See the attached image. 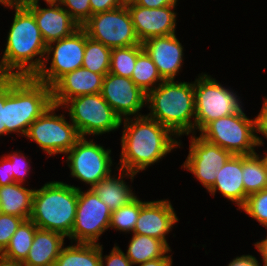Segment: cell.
<instances>
[{"label": "cell", "mask_w": 267, "mask_h": 266, "mask_svg": "<svg viewBox=\"0 0 267 266\" xmlns=\"http://www.w3.org/2000/svg\"><path fill=\"white\" fill-rule=\"evenodd\" d=\"M14 182V174H11V161L6 156H3L0 159V187Z\"/></svg>", "instance_id": "obj_39"}, {"label": "cell", "mask_w": 267, "mask_h": 266, "mask_svg": "<svg viewBox=\"0 0 267 266\" xmlns=\"http://www.w3.org/2000/svg\"><path fill=\"white\" fill-rule=\"evenodd\" d=\"M21 183H12L0 187L1 213L30 218L35 189H28Z\"/></svg>", "instance_id": "obj_24"}, {"label": "cell", "mask_w": 267, "mask_h": 266, "mask_svg": "<svg viewBox=\"0 0 267 266\" xmlns=\"http://www.w3.org/2000/svg\"><path fill=\"white\" fill-rule=\"evenodd\" d=\"M0 266H24L22 262L8 259L0 254Z\"/></svg>", "instance_id": "obj_47"}, {"label": "cell", "mask_w": 267, "mask_h": 266, "mask_svg": "<svg viewBox=\"0 0 267 266\" xmlns=\"http://www.w3.org/2000/svg\"><path fill=\"white\" fill-rule=\"evenodd\" d=\"M122 121L124 129L118 168L127 172L137 174L181 145L180 141L172 138L176 135L169 128L146 115L139 114L133 120L128 117Z\"/></svg>", "instance_id": "obj_1"}, {"label": "cell", "mask_w": 267, "mask_h": 266, "mask_svg": "<svg viewBox=\"0 0 267 266\" xmlns=\"http://www.w3.org/2000/svg\"><path fill=\"white\" fill-rule=\"evenodd\" d=\"M37 229L38 227L30 219L24 220L1 255L23 263L28 256Z\"/></svg>", "instance_id": "obj_28"}, {"label": "cell", "mask_w": 267, "mask_h": 266, "mask_svg": "<svg viewBox=\"0 0 267 266\" xmlns=\"http://www.w3.org/2000/svg\"><path fill=\"white\" fill-rule=\"evenodd\" d=\"M65 236L59 232L37 229L24 266H54Z\"/></svg>", "instance_id": "obj_22"}, {"label": "cell", "mask_w": 267, "mask_h": 266, "mask_svg": "<svg viewBox=\"0 0 267 266\" xmlns=\"http://www.w3.org/2000/svg\"><path fill=\"white\" fill-rule=\"evenodd\" d=\"M264 158H265V160H266V162H267V153L265 154Z\"/></svg>", "instance_id": "obj_50"}, {"label": "cell", "mask_w": 267, "mask_h": 266, "mask_svg": "<svg viewBox=\"0 0 267 266\" xmlns=\"http://www.w3.org/2000/svg\"><path fill=\"white\" fill-rule=\"evenodd\" d=\"M21 155L22 153L20 152H14L13 154H8L5 156L11 161V174H14V181L16 183L23 184V181H25V176L30 170V165L25 156Z\"/></svg>", "instance_id": "obj_36"}, {"label": "cell", "mask_w": 267, "mask_h": 266, "mask_svg": "<svg viewBox=\"0 0 267 266\" xmlns=\"http://www.w3.org/2000/svg\"><path fill=\"white\" fill-rule=\"evenodd\" d=\"M122 0H90L91 15L123 6Z\"/></svg>", "instance_id": "obj_38"}, {"label": "cell", "mask_w": 267, "mask_h": 266, "mask_svg": "<svg viewBox=\"0 0 267 266\" xmlns=\"http://www.w3.org/2000/svg\"><path fill=\"white\" fill-rule=\"evenodd\" d=\"M80 25V27L91 17L90 0H63L60 4Z\"/></svg>", "instance_id": "obj_35"}, {"label": "cell", "mask_w": 267, "mask_h": 266, "mask_svg": "<svg viewBox=\"0 0 267 266\" xmlns=\"http://www.w3.org/2000/svg\"><path fill=\"white\" fill-rule=\"evenodd\" d=\"M143 50L142 44L112 49L109 73L131 78L137 56Z\"/></svg>", "instance_id": "obj_31"}, {"label": "cell", "mask_w": 267, "mask_h": 266, "mask_svg": "<svg viewBox=\"0 0 267 266\" xmlns=\"http://www.w3.org/2000/svg\"><path fill=\"white\" fill-rule=\"evenodd\" d=\"M102 250L103 247L101 245V266H132L131 261L118 246L115 245L110 255H106L105 257L102 255ZM104 260L106 265L104 264Z\"/></svg>", "instance_id": "obj_37"}, {"label": "cell", "mask_w": 267, "mask_h": 266, "mask_svg": "<svg viewBox=\"0 0 267 266\" xmlns=\"http://www.w3.org/2000/svg\"><path fill=\"white\" fill-rule=\"evenodd\" d=\"M81 27L89 38L101 42L110 49L142 44L136 35L126 5L93 14Z\"/></svg>", "instance_id": "obj_10"}, {"label": "cell", "mask_w": 267, "mask_h": 266, "mask_svg": "<svg viewBox=\"0 0 267 266\" xmlns=\"http://www.w3.org/2000/svg\"><path fill=\"white\" fill-rule=\"evenodd\" d=\"M145 105L150 109L146 116L166 126L176 136L195 134V121L191 120L195 119L193 82L163 81L146 94Z\"/></svg>", "instance_id": "obj_4"}, {"label": "cell", "mask_w": 267, "mask_h": 266, "mask_svg": "<svg viewBox=\"0 0 267 266\" xmlns=\"http://www.w3.org/2000/svg\"><path fill=\"white\" fill-rule=\"evenodd\" d=\"M232 154L204 140L202 137H191L189 154L182 165L193 173L207 191L214 185L216 174Z\"/></svg>", "instance_id": "obj_14"}, {"label": "cell", "mask_w": 267, "mask_h": 266, "mask_svg": "<svg viewBox=\"0 0 267 266\" xmlns=\"http://www.w3.org/2000/svg\"><path fill=\"white\" fill-rule=\"evenodd\" d=\"M87 38L86 31L80 27L70 36L49 43L44 64L34 78L52 87L62 76L82 67ZM49 55L53 57L48 68L45 62H49Z\"/></svg>", "instance_id": "obj_9"}, {"label": "cell", "mask_w": 267, "mask_h": 266, "mask_svg": "<svg viewBox=\"0 0 267 266\" xmlns=\"http://www.w3.org/2000/svg\"><path fill=\"white\" fill-rule=\"evenodd\" d=\"M146 203L139 198H135L129 204L112 211L109 228L119 230L120 232H134L136 221L138 219L141 207Z\"/></svg>", "instance_id": "obj_32"}, {"label": "cell", "mask_w": 267, "mask_h": 266, "mask_svg": "<svg viewBox=\"0 0 267 266\" xmlns=\"http://www.w3.org/2000/svg\"><path fill=\"white\" fill-rule=\"evenodd\" d=\"M171 249L164 241L154 237L134 234L130 240L126 257L132 265L164 257Z\"/></svg>", "instance_id": "obj_25"}, {"label": "cell", "mask_w": 267, "mask_h": 266, "mask_svg": "<svg viewBox=\"0 0 267 266\" xmlns=\"http://www.w3.org/2000/svg\"><path fill=\"white\" fill-rule=\"evenodd\" d=\"M51 87L34 77L5 76L6 135H26L29 126L51 105Z\"/></svg>", "instance_id": "obj_3"}, {"label": "cell", "mask_w": 267, "mask_h": 266, "mask_svg": "<svg viewBox=\"0 0 267 266\" xmlns=\"http://www.w3.org/2000/svg\"><path fill=\"white\" fill-rule=\"evenodd\" d=\"M100 94L121 118L130 115L137 117L146 104V93L128 77L107 73L103 78ZM137 114V115H136Z\"/></svg>", "instance_id": "obj_15"}, {"label": "cell", "mask_w": 267, "mask_h": 266, "mask_svg": "<svg viewBox=\"0 0 267 266\" xmlns=\"http://www.w3.org/2000/svg\"><path fill=\"white\" fill-rule=\"evenodd\" d=\"M131 80L146 94L164 81L145 50L137 56Z\"/></svg>", "instance_id": "obj_29"}, {"label": "cell", "mask_w": 267, "mask_h": 266, "mask_svg": "<svg viewBox=\"0 0 267 266\" xmlns=\"http://www.w3.org/2000/svg\"><path fill=\"white\" fill-rule=\"evenodd\" d=\"M78 203V188L51 181L34 190L30 220L39 228L68 237L73 229Z\"/></svg>", "instance_id": "obj_5"}, {"label": "cell", "mask_w": 267, "mask_h": 266, "mask_svg": "<svg viewBox=\"0 0 267 266\" xmlns=\"http://www.w3.org/2000/svg\"><path fill=\"white\" fill-rule=\"evenodd\" d=\"M240 209L267 228V189L249 195Z\"/></svg>", "instance_id": "obj_33"}, {"label": "cell", "mask_w": 267, "mask_h": 266, "mask_svg": "<svg viewBox=\"0 0 267 266\" xmlns=\"http://www.w3.org/2000/svg\"><path fill=\"white\" fill-rule=\"evenodd\" d=\"M177 0H136L134 3L146 8H162L165 6L176 5Z\"/></svg>", "instance_id": "obj_42"}, {"label": "cell", "mask_w": 267, "mask_h": 266, "mask_svg": "<svg viewBox=\"0 0 267 266\" xmlns=\"http://www.w3.org/2000/svg\"><path fill=\"white\" fill-rule=\"evenodd\" d=\"M257 153L242 155V176L245 188V203L247 197L267 189V162Z\"/></svg>", "instance_id": "obj_27"}, {"label": "cell", "mask_w": 267, "mask_h": 266, "mask_svg": "<svg viewBox=\"0 0 267 266\" xmlns=\"http://www.w3.org/2000/svg\"><path fill=\"white\" fill-rule=\"evenodd\" d=\"M198 77L194 81L195 130L201 131L211 121L242 110L236 93L207 74Z\"/></svg>", "instance_id": "obj_8"}, {"label": "cell", "mask_w": 267, "mask_h": 266, "mask_svg": "<svg viewBox=\"0 0 267 266\" xmlns=\"http://www.w3.org/2000/svg\"><path fill=\"white\" fill-rule=\"evenodd\" d=\"M78 188V203L71 234L76 243L97 244L98 238L109 228L112 211L101 201L93 189L87 192Z\"/></svg>", "instance_id": "obj_12"}, {"label": "cell", "mask_w": 267, "mask_h": 266, "mask_svg": "<svg viewBox=\"0 0 267 266\" xmlns=\"http://www.w3.org/2000/svg\"><path fill=\"white\" fill-rule=\"evenodd\" d=\"M24 7L34 15L47 45L70 36L80 28V25L60 4H48V8H41L39 4Z\"/></svg>", "instance_id": "obj_19"}, {"label": "cell", "mask_w": 267, "mask_h": 266, "mask_svg": "<svg viewBox=\"0 0 267 266\" xmlns=\"http://www.w3.org/2000/svg\"><path fill=\"white\" fill-rule=\"evenodd\" d=\"M262 109L256 119V133H261L267 138V98H264Z\"/></svg>", "instance_id": "obj_41"}, {"label": "cell", "mask_w": 267, "mask_h": 266, "mask_svg": "<svg viewBox=\"0 0 267 266\" xmlns=\"http://www.w3.org/2000/svg\"><path fill=\"white\" fill-rule=\"evenodd\" d=\"M104 76L80 67L62 76L52 87L54 105L63 107L71 98L101 92Z\"/></svg>", "instance_id": "obj_20"}, {"label": "cell", "mask_w": 267, "mask_h": 266, "mask_svg": "<svg viewBox=\"0 0 267 266\" xmlns=\"http://www.w3.org/2000/svg\"><path fill=\"white\" fill-rule=\"evenodd\" d=\"M46 4H61L63 0H44ZM16 3H18L21 6H34L38 5L39 0H16Z\"/></svg>", "instance_id": "obj_45"}, {"label": "cell", "mask_w": 267, "mask_h": 266, "mask_svg": "<svg viewBox=\"0 0 267 266\" xmlns=\"http://www.w3.org/2000/svg\"><path fill=\"white\" fill-rule=\"evenodd\" d=\"M5 134V76H0V136Z\"/></svg>", "instance_id": "obj_40"}, {"label": "cell", "mask_w": 267, "mask_h": 266, "mask_svg": "<svg viewBox=\"0 0 267 266\" xmlns=\"http://www.w3.org/2000/svg\"><path fill=\"white\" fill-rule=\"evenodd\" d=\"M143 49L151 57L164 81L174 80L183 61V46L175 34L145 40Z\"/></svg>", "instance_id": "obj_17"}, {"label": "cell", "mask_w": 267, "mask_h": 266, "mask_svg": "<svg viewBox=\"0 0 267 266\" xmlns=\"http://www.w3.org/2000/svg\"><path fill=\"white\" fill-rule=\"evenodd\" d=\"M254 246L261 253V256L263 257L262 260H263L264 264L267 265V237L260 242L254 243Z\"/></svg>", "instance_id": "obj_46"}, {"label": "cell", "mask_w": 267, "mask_h": 266, "mask_svg": "<svg viewBox=\"0 0 267 266\" xmlns=\"http://www.w3.org/2000/svg\"><path fill=\"white\" fill-rule=\"evenodd\" d=\"M242 179V155H232L216 174L215 183L208 192L214 196L218 190L226 199L235 202L240 209L245 204Z\"/></svg>", "instance_id": "obj_21"}, {"label": "cell", "mask_w": 267, "mask_h": 266, "mask_svg": "<svg viewBox=\"0 0 267 266\" xmlns=\"http://www.w3.org/2000/svg\"><path fill=\"white\" fill-rule=\"evenodd\" d=\"M111 150L96 144L93 140L87 141L81 137L66 153L68 167L72 177L90 185L92 189L99 181L111 174Z\"/></svg>", "instance_id": "obj_13"}, {"label": "cell", "mask_w": 267, "mask_h": 266, "mask_svg": "<svg viewBox=\"0 0 267 266\" xmlns=\"http://www.w3.org/2000/svg\"><path fill=\"white\" fill-rule=\"evenodd\" d=\"M228 266H261L257 259L252 255H242L234 258Z\"/></svg>", "instance_id": "obj_43"}, {"label": "cell", "mask_w": 267, "mask_h": 266, "mask_svg": "<svg viewBox=\"0 0 267 266\" xmlns=\"http://www.w3.org/2000/svg\"><path fill=\"white\" fill-rule=\"evenodd\" d=\"M59 106L52 104L28 128L26 137L35 141L49 156L66 154L81 138L76 126L65 120L63 114L56 115Z\"/></svg>", "instance_id": "obj_11"}, {"label": "cell", "mask_w": 267, "mask_h": 266, "mask_svg": "<svg viewBox=\"0 0 267 266\" xmlns=\"http://www.w3.org/2000/svg\"><path fill=\"white\" fill-rule=\"evenodd\" d=\"M16 3V0H0V4L9 7Z\"/></svg>", "instance_id": "obj_48"}, {"label": "cell", "mask_w": 267, "mask_h": 266, "mask_svg": "<svg viewBox=\"0 0 267 266\" xmlns=\"http://www.w3.org/2000/svg\"><path fill=\"white\" fill-rule=\"evenodd\" d=\"M8 8L14 9L15 14L0 61V76L34 77L44 64L47 44L26 7L15 3Z\"/></svg>", "instance_id": "obj_2"}, {"label": "cell", "mask_w": 267, "mask_h": 266, "mask_svg": "<svg viewBox=\"0 0 267 266\" xmlns=\"http://www.w3.org/2000/svg\"><path fill=\"white\" fill-rule=\"evenodd\" d=\"M54 266H101V245L76 243L63 247Z\"/></svg>", "instance_id": "obj_26"}, {"label": "cell", "mask_w": 267, "mask_h": 266, "mask_svg": "<svg viewBox=\"0 0 267 266\" xmlns=\"http://www.w3.org/2000/svg\"><path fill=\"white\" fill-rule=\"evenodd\" d=\"M112 49L91 38L86 39L82 67L105 76L109 73Z\"/></svg>", "instance_id": "obj_30"}, {"label": "cell", "mask_w": 267, "mask_h": 266, "mask_svg": "<svg viewBox=\"0 0 267 266\" xmlns=\"http://www.w3.org/2000/svg\"><path fill=\"white\" fill-rule=\"evenodd\" d=\"M139 266H172V258L171 255H165L164 257L142 263Z\"/></svg>", "instance_id": "obj_44"}, {"label": "cell", "mask_w": 267, "mask_h": 266, "mask_svg": "<svg viewBox=\"0 0 267 266\" xmlns=\"http://www.w3.org/2000/svg\"><path fill=\"white\" fill-rule=\"evenodd\" d=\"M63 106L65 109L67 106L70 120L76 126L81 137L99 136L115 131L122 125L121 118L100 93L71 98Z\"/></svg>", "instance_id": "obj_7"}, {"label": "cell", "mask_w": 267, "mask_h": 266, "mask_svg": "<svg viewBox=\"0 0 267 266\" xmlns=\"http://www.w3.org/2000/svg\"><path fill=\"white\" fill-rule=\"evenodd\" d=\"M118 169L121 174H119L118 178L113 177L110 174L92 188L101 201L104 202L111 211L117 210L120 207L129 204L137 197L123 180L125 176H130L133 180L136 174L127 172L121 168Z\"/></svg>", "instance_id": "obj_23"}, {"label": "cell", "mask_w": 267, "mask_h": 266, "mask_svg": "<svg viewBox=\"0 0 267 266\" xmlns=\"http://www.w3.org/2000/svg\"><path fill=\"white\" fill-rule=\"evenodd\" d=\"M136 35L141 43L152 37L175 34L176 5L162 8H146L137 4H126Z\"/></svg>", "instance_id": "obj_16"}, {"label": "cell", "mask_w": 267, "mask_h": 266, "mask_svg": "<svg viewBox=\"0 0 267 266\" xmlns=\"http://www.w3.org/2000/svg\"><path fill=\"white\" fill-rule=\"evenodd\" d=\"M24 218L0 213V254L5 250Z\"/></svg>", "instance_id": "obj_34"}, {"label": "cell", "mask_w": 267, "mask_h": 266, "mask_svg": "<svg viewBox=\"0 0 267 266\" xmlns=\"http://www.w3.org/2000/svg\"><path fill=\"white\" fill-rule=\"evenodd\" d=\"M200 137L229 151L232 155H251L264 144L256 134V119H249L243 110L208 123Z\"/></svg>", "instance_id": "obj_6"}, {"label": "cell", "mask_w": 267, "mask_h": 266, "mask_svg": "<svg viewBox=\"0 0 267 266\" xmlns=\"http://www.w3.org/2000/svg\"><path fill=\"white\" fill-rule=\"evenodd\" d=\"M135 1L136 0H122V2H123L124 5L129 4V3H133Z\"/></svg>", "instance_id": "obj_49"}, {"label": "cell", "mask_w": 267, "mask_h": 266, "mask_svg": "<svg viewBox=\"0 0 267 266\" xmlns=\"http://www.w3.org/2000/svg\"><path fill=\"white\" fill-rule=\"evenodd\" d=\"M178 221L170 201H148L140 209L133 233L154 237L168 244L165 236Z\"/></svg>", "instance_id": "obj_18"}]
</instances>
